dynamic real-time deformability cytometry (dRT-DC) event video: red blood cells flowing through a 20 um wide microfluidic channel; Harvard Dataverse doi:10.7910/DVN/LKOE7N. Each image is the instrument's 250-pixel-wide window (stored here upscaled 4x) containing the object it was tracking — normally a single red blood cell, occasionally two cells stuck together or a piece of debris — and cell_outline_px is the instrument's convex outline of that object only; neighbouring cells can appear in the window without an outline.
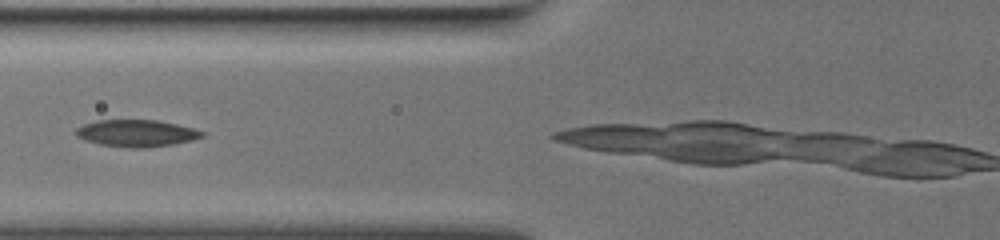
{"species": "common noctule bat (a hibernating species)", "species_latin": "Nyctalus noctula", "temperature_condition": "warm", "stored_images_in_passage": 12, "camera_frame_rate_fps": 3000, "um_per_image_px": 0.085, "animal": {"sex": "female", "body_mass_g": 19.5, "forearm_length_mm": 54.1}, "frame": {"image": 1, "passage_image": 6, "time_ms": 1.667, "image_size_px": [1000, 240], "cell_outline_px": [[204, 136], [192, 140], [172, 144], [148, 148], [124, 148], [100, 144], [84, 140], [76, 136], [76, 128], [84, 124], [100, 120], [156, 120], [176, 124], [192, 128], [204, 132]], "centroid_in_image_um": [11.58, 11.33], "position_along_channel_um": 114.2, "area_um2": 19.77}}
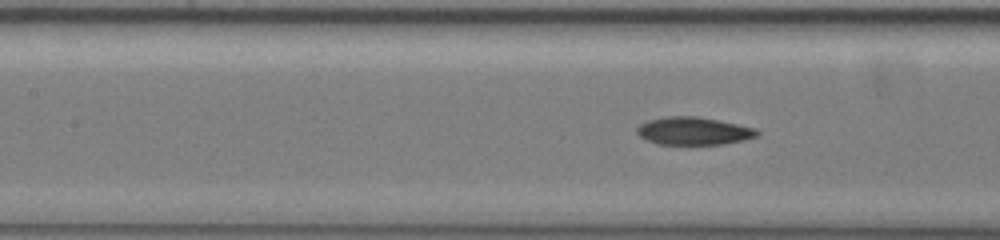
{"frame": {"image": 2, "passage_image": 9, "time_ms": 2.667, "image_size_px": [1000, 240], "cell_outline_px": [[760, 132], [756, 136], [744, 140], [724, 144], [688, 148], [656, 144], [644, 140], [636, 132], [636, 128], [640, 124], [648, 120], [668, 116], [696, 116], [756, 128]], "centroid_in_image_um": [58.9, 11.2], "position_along_channel_um": 148.5, "area_um2": 20.4}}